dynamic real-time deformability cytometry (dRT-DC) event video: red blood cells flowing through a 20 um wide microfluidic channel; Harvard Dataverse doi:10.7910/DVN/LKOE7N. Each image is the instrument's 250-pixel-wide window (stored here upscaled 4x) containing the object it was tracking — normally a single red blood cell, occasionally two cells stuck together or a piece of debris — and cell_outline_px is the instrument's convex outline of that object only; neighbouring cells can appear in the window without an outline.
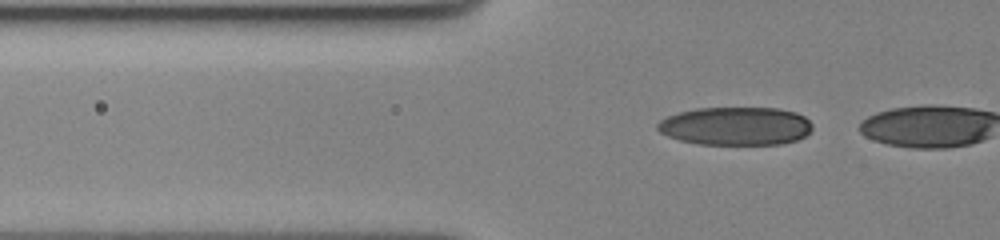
{"species": "human", "species_latin": "Homo sapiens", "temperature_condition": "cold", "stored_images_in_passage": 16, "camera_frame_rate_fps": 3000, "um_per_image_px": 0.085, "donor": {"sex": "female"}, "frame": {"image": 1, "passage_image": 15, "time_ms": 4.667, "image_size_px": [1000, 240], "cell_outline_px": [[812, 128], [804, 136], [796, 140], [780, 144], [700, 144], [680, 140], [668, 136], [660, 132], [656, 128], [656, 124], [660, 120], [668, 116], [680, 112], [696, 108], [780, 108], [796, 112], [804, 116], [812, 124]], "centroid_in_image_um": [62.53, 10.71], "position_along_channel_um": 63.3, "area_um2": 34.51}}